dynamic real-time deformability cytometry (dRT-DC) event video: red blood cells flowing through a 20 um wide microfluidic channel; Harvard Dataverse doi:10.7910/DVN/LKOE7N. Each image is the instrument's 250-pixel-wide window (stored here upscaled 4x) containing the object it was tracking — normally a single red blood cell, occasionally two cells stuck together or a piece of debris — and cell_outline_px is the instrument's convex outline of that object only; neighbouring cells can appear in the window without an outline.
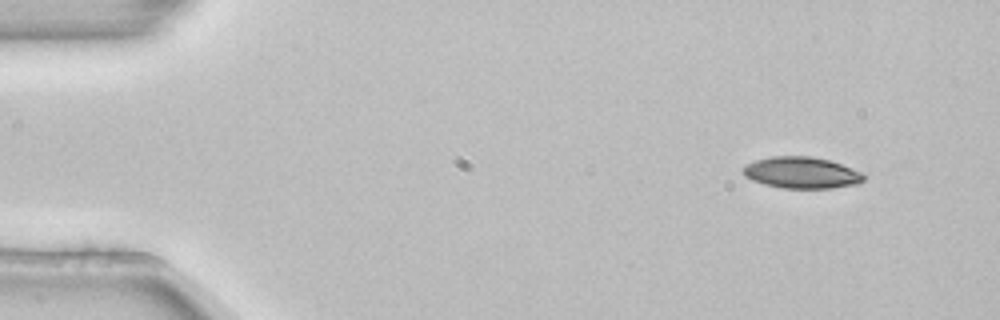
{"species": "common noctule bat (a hibernating species)", "species_latin": "Nyctalus noctula", "temperature_condition": "room temperature", "stored_images_in_passage": 4, "camera_frame_rate_fps": 3000, "um_per_image_px": 0.085, "animal": {"sex": "female", "body_mass_g": 22.7, "forearm_length_mm": 54.2}, "frame": {"image": 1, "passage_image": 1, "time_ms": 0.0, "image_size_px": [1000, 320], "cell_outline_px": [[864, 180], [856, 184], [828, 188], [784, 188], [764, 184], [752, 180], [744, 176], [744, 164], [756, 160], [772, 156], [812, 156], [828, 160], [864, 172]], "centroid_in_image_um": [68.13, 14.67], "position_along_channel_um": 16.9, "area_um2": 22.02}}
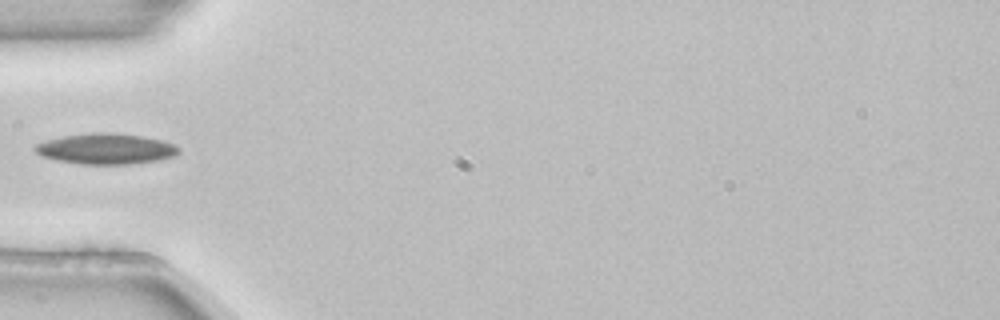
{"frame": {"image": 2, "passage_image": 4, "time_ms": 1.0, "image_size_px": [1000, 320], "cell_outline_px": [[180, 152], [176, 156], [156, 160], [132, 164], [80, 164], [56, 160], [40, 156], [32, 148], [36, 144], [48, 140], [64, 136], [100, 132], [108, 132], [140, 136], [164, 140], [176, 144], [180, 148]], "centroid_in_image_um": [9.03, 12.66], "position_along_channel_um": 76.0, "area_um2": 25.72}}